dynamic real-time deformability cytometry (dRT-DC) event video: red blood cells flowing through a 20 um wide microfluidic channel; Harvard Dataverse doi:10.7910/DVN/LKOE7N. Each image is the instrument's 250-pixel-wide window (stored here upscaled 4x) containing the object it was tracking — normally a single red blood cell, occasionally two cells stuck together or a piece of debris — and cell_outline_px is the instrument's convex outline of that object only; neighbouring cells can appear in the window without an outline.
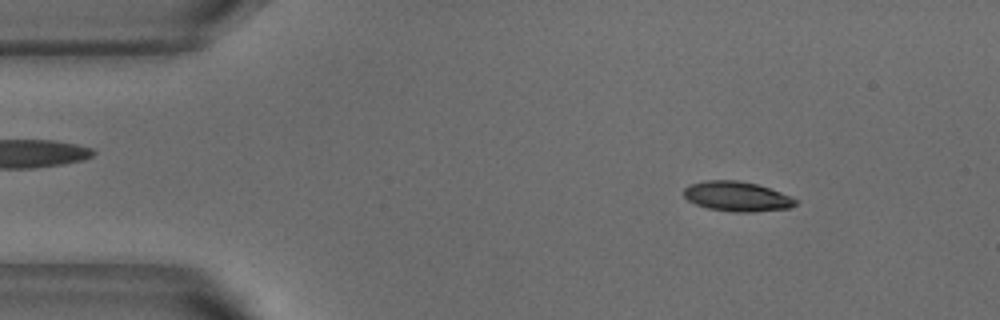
{"species": "common noctule bat (a hibernating species)", "species_latin": "Nyctalus noctula", "temperature_condition": "warm", "stored_images_in_passage": 51, "camera_frame_rate_fps": 3000, "um_per_image_px": 0.085, "animal": {"sex": "male", "body_mass_g": 18.8}, "frame": {"image": 1, "passage_image": 6, "time_ms": 1.667, "image_size_px": [1000, 320], "cell_outline_px": [[796, 204], [788, 208], [752, 212], [736, 212], [708, 208], [696, 204], [688, 200], [684, 196], [684, 188], [688, 184], [708, 180], [736, 180], [756, 184], [792, 196], [796, 200]], "centroid_in_image_um": [62.62, 16.69], "position_along_channel_um": 22.4, "area_um2": 19.25}}
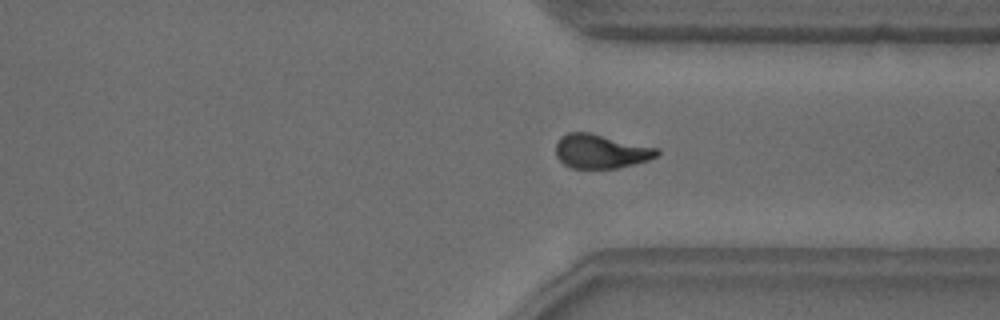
{"frame": {"image": 2, "passage_image": 38, "time_ms": 12.333, "image_size_px": [1000, 320], "cell_outline_px": [[660, 152], [656, 156], [648, 160], [620, 168], [572, 168], [564, 164], [556, 156], [556, 144], [560, 136], [568, 132], [588, 132], [660, 148]], "centroid_in_image_um": [51.08, 12.86], "position_along_channel_um": 360.3, "area_um2": 20.17}}
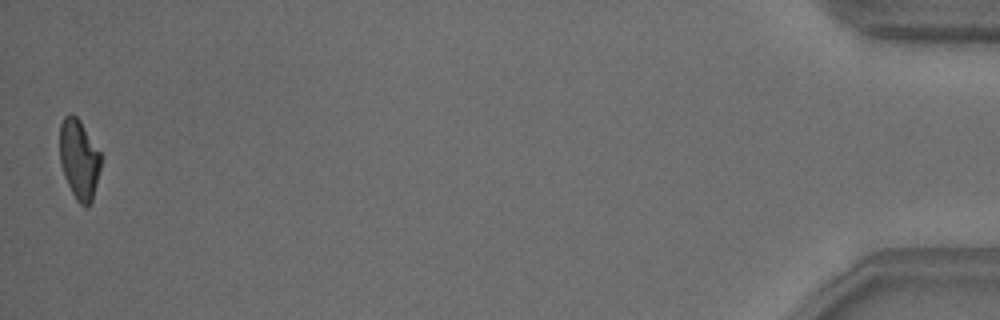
{"frame": {"image": 3, "passage_image": 51, "time_ms": 16.667, "image_size_px": [1000, 320], "cell_outline_px": [[104, 156], [92, 200], [88, 208], [80, 204], [76, 200], [64, 176], [60, 164], [60, 124], [64, 116], [68, 112], [72, 112], [80, 120]], "centroid_in_image_um": [6.75, 13.51], "position_along_channel_um": 428.5, "area_um2": 19.65}, "authors_computed_cell_mechanics": {"area_um2": 20.23, "velocity_mm_per_s": 3.7998, "shape_relaxation_time_tau1_ms": 4.4222, "shape_relaxation_time_tau2_ms": 2.0712, "deformation_change_tau1": 0.1412, "deformation_change_tau2": 0.0754}}